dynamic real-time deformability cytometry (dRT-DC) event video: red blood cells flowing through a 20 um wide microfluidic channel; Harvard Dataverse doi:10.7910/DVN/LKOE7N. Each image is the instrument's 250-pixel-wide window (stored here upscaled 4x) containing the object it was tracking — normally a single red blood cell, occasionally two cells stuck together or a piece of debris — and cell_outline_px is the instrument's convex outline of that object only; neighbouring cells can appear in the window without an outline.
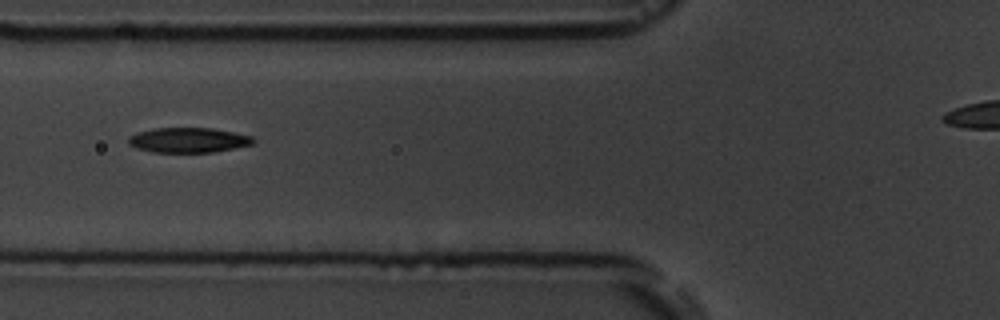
{"species": "common noctule bat (a hibernating species)", "species_latin": "Nyctalus noctula", "temperature_condition": "room temperature", "stored_images_in_passage": 5, "camera_frame_rate_fps": 3000, "um_per_image_px": 0.085, "animal": {"sex": "male", "body_mass_g": 19.5, "forearm_length_mm": 54.6}, "frame": {"image": 1, "passage_image": 3, "time_ms": 3.0, "image_size_px": [1000, 320], "cell_outline_px": [[256, 140], [252, 144], [212, 152], [152, 152], [136, 148], [128, 144], [128, 136], [136, 132], [152, 128], [212, 128], [252, 136]], "centroid_in_image_um": [15.95, 11.9], "position_along_channel_um": 109.8, "area_um2": 18.15}}
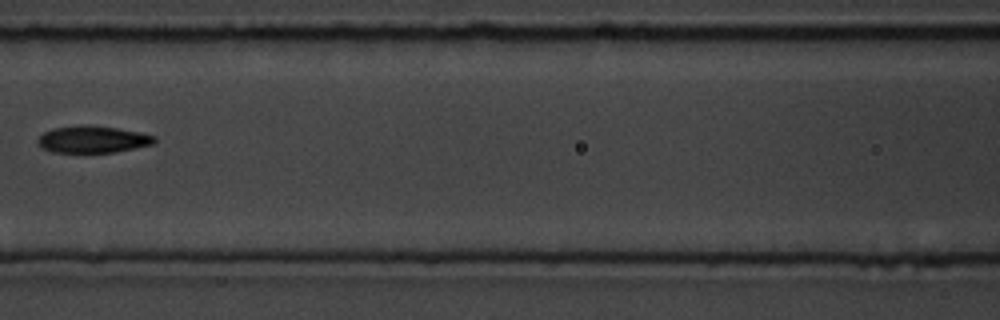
{"frame": {"image": 2, "passage_image": 4, "time_ms": 4.333, "image_size_px": [1000, 320], "cell_outline_px": [[156, 140], [152, 144], [116, 152], [52, 152], [36, 144], [36, 140], [44, 132], [52, 128], [84, 124], [88, 124], [116, 128], [140, 132], [156, 136]], "centroid_in_image_um": [7.86, 11.83], "position_along_channel_um": 158.7, "area_um2": 18.38}}